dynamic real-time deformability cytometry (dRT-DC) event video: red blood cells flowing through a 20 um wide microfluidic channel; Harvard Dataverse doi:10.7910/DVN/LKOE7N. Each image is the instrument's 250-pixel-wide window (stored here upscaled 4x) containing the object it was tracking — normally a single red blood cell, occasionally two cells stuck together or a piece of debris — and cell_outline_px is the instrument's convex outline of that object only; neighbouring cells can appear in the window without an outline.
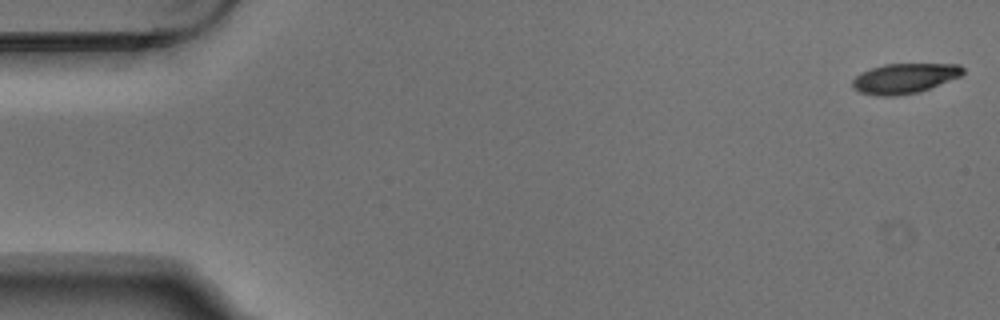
{"species": "Egyptian fruit bat (a non-hibernating species)", "species_latin": "Rousettus aegyptiacus", "temperature_condition": "warm", "stored_images_in_passage": 5, "camera_frame_rate_fps": 3000, "um_per_image_px": 0.085, "animal": {"sex": "male"}, "frame": {"image": 1, "passage_image": 1, "time_ms": 0.0, "image_size_px": [1000, 320], "cell_outline_px": [[964, 72], [960, 76], [928, 88], [916, 92], [896, 96], [876, 96], [860, 92], [852, 88], [852, 80], [860, 72], [884, 64], [960, 64], [964, 68]], "centroid_in_image_um": [76.84, 6.65], "position_along_channel_um": 8.2, "area_um2": 19.19}}
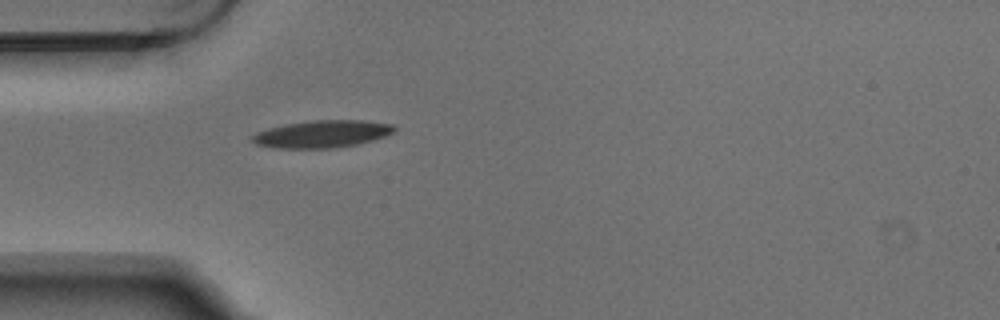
{"frame": {"image": 2, "passage_image": 5, "time_ms": 1.333, "image_size_px": [1000, 320], "cell_outline_px": [[396, 132], [372, 140], [356, 144], [332, 148], [272, 148], [256, 144], [252, 140], [252, 136], [256, 132], [268, 128], [288, 124], [312, 120], [360, 120], [392, 124], [396, 128]], "centroid_in_image_um": [27.38, 11.39], "position_along_channel_um": 57.6, "area_um2": 22.48}}